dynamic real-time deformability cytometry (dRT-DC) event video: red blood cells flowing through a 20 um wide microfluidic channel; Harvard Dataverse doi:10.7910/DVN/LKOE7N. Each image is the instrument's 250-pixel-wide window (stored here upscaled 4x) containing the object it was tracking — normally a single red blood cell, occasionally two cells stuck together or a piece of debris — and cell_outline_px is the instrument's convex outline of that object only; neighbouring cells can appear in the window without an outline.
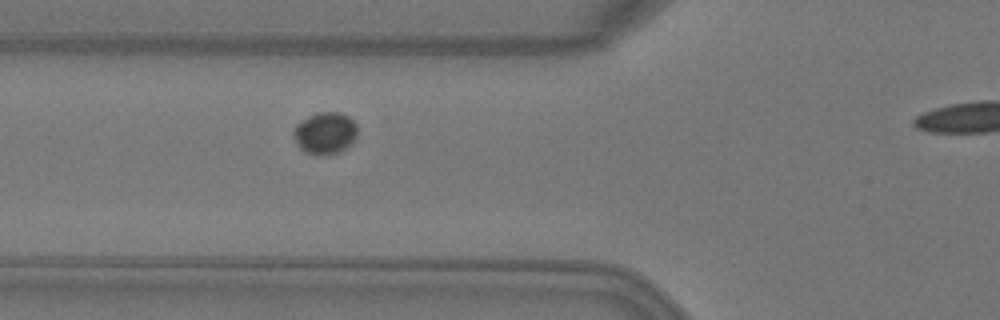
{"species": "Egyptian fruit bat (a non-hibernating species)", "species_latin": "Rousettus aegyptiacus", "temperature_condition": "warm", "stored_images_in_passage": 5, "segment_of_instrument_passage": [1, 2], "camera_frame_rate_fps": 3000, "um_per_image_px": 0.085, "animal": {"sex": "female"}, "frame": {"image": 1, "passage_image": 4, "time_ms": 1.0, "image_size_px": [1000, 320], "cell_outline_px": [[356, 136], [344, 148], [328, 156], [320, 156], [304, 152], [300, 148], [292, 136], [292, 128], [296, 124], [308, 116], [316, 112], [340, 112], [348, 116], [356, 124]], "centroid_in_image_um": [27.57, 11.31], "position_along_channel_um": 98.2, "area_um2": 15.66}}